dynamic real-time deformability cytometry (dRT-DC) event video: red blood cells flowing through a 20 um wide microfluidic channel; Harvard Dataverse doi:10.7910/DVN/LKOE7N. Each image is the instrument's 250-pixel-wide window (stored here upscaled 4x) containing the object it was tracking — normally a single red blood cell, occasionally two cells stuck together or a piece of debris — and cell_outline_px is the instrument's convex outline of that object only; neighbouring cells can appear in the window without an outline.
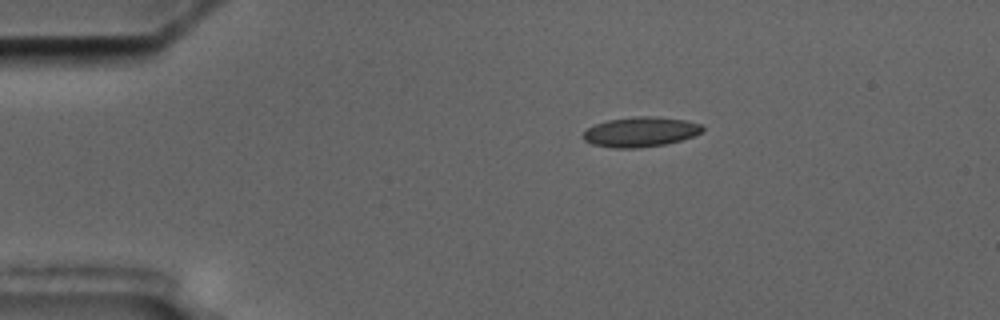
{"species": "common noctule bat (a hibernating species)", "species_latin": "Nyctalus noctula", "temperature_condition": "cold", "stored_images_in_passage": 3, "camera_frame_rate_fps": 3000, "um_per_image_px": 0.085, "animal": {"sex": "male", "body_mass_g": 17.5, "forearm_length_mm": 52.3}, "frame": {"image": 1, "passage_image": 1, "time_ms": 0.0, "image_size_px": [1000, 320], "cell_outline_px": [[704, 132], [680, 140], [664, 144], [640, 148], [616, 148], [592, 144], [584, 140], [584, 132], [588, 128], [596, 124], [608, 120], [636, 116], [656, 116], [684, 120], [700, 124], [704, 128]], "centroid_in_image_um": [54.46, 11.21], "position_along_channel_um": 30.5, "area_um2": 20.63}}